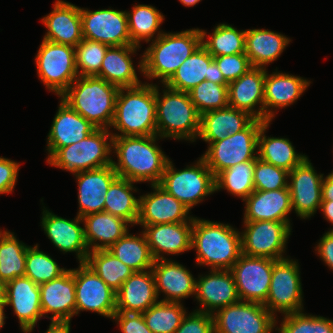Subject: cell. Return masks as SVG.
<instances>
[{"instance_id":"cell-1","label":"cell","mask_w":333,"mask_h":333,"mask_svg":"<svg viewBox=\"0 0 333 333\" xmlns=\"http://www.w3.org/2000/svg\"><path fill=\"white\" fill-rule=\"evenodd\" d=\"M158 135L113 136L112 150H115L118 163L112 161L118 177L132 182L158 184L165 171L169 158L156 145Z\"/></svg>"},{"instance_id":"cell-2","label":"cell","mask_w":333,"mask_h":333,"mask_svg":"<svg viewBox=\"0 0 333 333\" xmlns=\"http://www.w3.org/2000/svg\"><path fill=\"white\" fill-rule=\"evenodd\" d=\"M154 40V41H153ZM146 49L138 68L149 79L159 78L165 84L178 67L202 44L200 29L179 33L158 32Z\"/></svg>"},{"instance_id":"cell-3","label":"cell","mask_w":333,"mask_h":333,"mask_svg":"<svg viewBox=\"0 0 333 333\" xmlns=\"http://www.w3.org/2000/svg\"><path fill=\"white\" fill-rule=\"evenodd\" d=\"M191 248L198 265L230 270L242 254L241 233L228 224L193 219Z\"/></svg>"},{"instance_id":"cell-4","label":"cell","mask_w":333,"mask_h":333,"mask_svg":"<svg viewBox=\"0 0 333 333\" xmlns=\"http://www.w3.org/2000/svg\"><path fill=\"white\" fill-rule=\"evenodd\" d=\"M119 88L96 76H78L60 96L97 129L113 122Z\"/></svg>"},{"instance_id":"cell-5","label":"cell","mask_w":333,"mask_h":333,"mask_svg":"<svg viewBox=\"0 0 333 333\" xmlns=\"http://www.w3.org/2000/svg\"><path fill=\"white\" fill-rule=\"evenodd\" d=\"M111 126L121 132L111 133L112 136L157 135L156 85L143 83L119 88Z\"/></svg>"},{"instance_id":"cell-6","label":"cell","mask_w":333,"mask_h":333,"mask_svg":"<svg viewBox=\"0 0 333 333\" xmlns=\"http://www.w3.org/2000/svg\"><path fill=\"white\" fill-rule=\"evenodd\" d=\"M160 97L156 85V128L161 138L172 137L192 142L200 132L201 115L192 103L189 93L168 87Z\"/></svg>"},{"instance_id":"cell-7","label":"cell","mask_w":333,"mask_h":333,"mask_svg":"<svg viewBox=\"0 0 333 333\" xmlns=\"http://www.w3.org/2000/svg\"><path fill=\"white\" fill-rule=\"evenodd\" d=\"M112 139L108 129H96L80 142L60 148L47 163L73 174L112 165Z\"/></svg>"},{"instance_id":"cell-8","label":"cell","mask_w":333,"mask_h":333,"mask_svg":"<svg viewBox=\"0 0 333 333\" xmlns=\"http://www.w3.org/2000/svg\"><path fill=\"white\" fill-rule=\"evenodd\" d=\"M158 185L191 210L215 192V177L202 157L183 170H175L169 160Z\"/></svg>"},{"instance_id":"cell-9","label":"cell","mask_w":333,"mask_h":333,"mask_svg":"<svg viewBox=\"0 0 333 333\" xmlns=\"http://www.w3.org/2000/svg\"><path fill=\"white\" fill-rule=\"evenodd\" d=\"M265 121L255 119L241 132L228 135L223 140L208 143V150L202 155L214 177L220 172L246 161H255L258 135Z\"/></svg>"},{"instance_id":"cell-10","label":"cell","mask_w":333,"mask_h":333,"mask_svg":"<svg viewBox=\"0 0 333 333\" xmlns=\"http://www.w3.org/2000/svg\"><path fill=\"white\" fill-rule=\"evenodd\" d=\"M35 61L39 78L58 96L78 77L73 46L43 40Z\"/></svg>"},{"instance_id":"cell-11","label":"cell","mask_w":333,"mask_h":333,"mask_svg":"<svg viewBox=\"0 0 333 333\" xmlns=\"http://www.w3.org/2000/svg\"><path fill=\"white\" fill-rule=\"evenodd\" d=\"M213 313L215 333H271L276 326L263 304L238 301Z\"/></svg>"},{"instance_id":"cell-12","label":"cell","mask_w":333,"mask_h":333,"mask_svg":"<svg viewBox=\"0 0 333 333\" xmlns=\"http://www.w3.org/2000/svg\"><path fill=\"white\" fill-rule=\"evenodd\" d=\"M300 279L299 266L293 259L284 258L274 263L268 297L263 304L273 316L276 311L284 315L302 311Z\"/></svg>"},{"instance_id":"cell-13","label":"cell","mask_w":333,"mask_h":333,"mask_svg":"<svg viewBox=\"0 0 333 333\" xmlns=\"http://www.w3.org/2000/svg\"><path fill=\"white\" fill-rule=\"evenodd\" d=\"M277 260L241 254L230 269L240 301L264 304L268 297L273 265Z\"/></svg>"},{"instance_id":"cell-14","label":"cell","mask_w":333,"mask_h":333,"mask_svg":"<svg viewBox=\"0 0 333 333\" xmlns=\"http://www.w3.org/2000/svg\"><path fill=\"white\" fill-rule=\"evenodd\" d=\"M245 230L241 233L242 253L248 256L284 259L286 241L291 234V226L279 221H244Z\"/></svg>"},{"instance_id":"cell-15","label":"cell","mask_w":333,"mask_h":333,"mask_svg":"<svg viewBox=\"0 0 333 333\" xmlns=\"http://www.w3.org/2000/svg\"><path fill=\"white\" fill-rule=\"evenodd\" d=\"M76 314L94 311L112 319L116 313V292L85 262L73 269Z\"/></svg>"},{"instance_id":"cell-16","label":"cell","mask_w":333,"mask_h":333,"mask_svg":"<svg viewBox=\"0 0 333 333\" xmlns=\"http://www.w3.org/2000/svg\"><path fill=\"white\" fill-rule=\"evenodd\" d=\"M83 38L110 46L134 45L128 29L126 11L80 8Z\"/></svg>"},{"instance_id":"cell-17","label":"cell","mask_w":333,"mask_h":333,"mask_svg":"<svg viewBox=\"0 0 333 333\" xmlns=\"http://www.w3.org/2000/svg\"><path fill=\"white\" fill-rule=\"evenodd\" d=\"M291 206L300 218H309L322 202L323 174H317L308 157L289 172Z\"/></svg>"},{"instance_id":"cell-18","label":"cell","mask_w":333,"mask_h":333,"mask_svg":"<svg viewBox=\"0 0 333 333\" xmlns=\"http://www.w3.org/2000/svg\"><path fill=\"white\" fill-rule=\"evenodd\" d=\"M5 305H11L24 333L33 331L43 317L39 285L29 277L22 276L7 282L3 289Z\"/></svg>"},{"instance_id":"cell-19","label":"cell","mask_w":333,"mask_h":333,"mask_svg":"<svg viewBox=\"0 0 333 333\" xmlns=\"http://www.w3.org/2000/svg\"><path fill=\"white\" fill-rule=\"evenodd\" d=\"M151 187L154 189L153 193L139 198V216L136 225L193 222L194 217L187 216L190 211L188 207L158 184Z\"/></svg>"},{"instance_id":"cell-20","label":"cell","mask_w":333,"mask_h":333,"mask_svg":"<svg viewBox=\"0 0 333 333\" xmlns=\"http://www.w3.org/2000/svg\"><path fill=\"white\" fill-rule=\"evenodd\" d=\"M42 314L51 313V321L70 322L76 314L73 269L39 285Z\"/></svg>"},{"instance_id":"cell-21","label":"cell","mask_w":333,"mask_h":333,"mask_svg":"<svg viewBox=\"0 0 333 333\" xmlns=\"http://www.w3.org/2000/svg\"><path fill=\"white\" fill-rule=\"evenodd\" d=\"M97 128L62 99L47 138V161L62 147L80 142Z\"/></svg>"},{"instance_id":"cell-22","label":"cell","mask_w":333,"mask_h":333,"mask_svg":"<svg viewBox=\"0 0 333 333\" xmlns=\"http://www.w3.org/2000/svg\"><path fill=\"white\" fill-rule=\"evenodd\" d=\"M195 298L203 306L198 311L210 314L240 301L230 270H211L208 275L200 276L196 280Z\"/></svg>"},{"instance_id":"cell-23","label":"cell","mask_w":333,"mask_h":333,"mask_svg":"<svg viewBox=\"0 0 333 333\" xmlns=\"http://www.w3.org/2000/svg\"><path fill=\"white\" fill-rule=\"evenodd\" d=\"M266 68L252 67L237 80L228 83V104L264 121V81ZM260 104L258 110L255 106Z\"/></svg>"},{"instance_id":"cell-24","label":"cell","mask_w":333,"mask_h":333,"mask_svg":"<svg viewBox=\"0 0 333 333\" xmlns=\"http://www.w3.org/2000/svg\"><path fill=\"white\" fill-rule=\"evenodd\" d=\"M42 227L51 242L60 251L76 252L79 263L86 262L90 250L87 247L84 228L79 226L83 222L82 218L77 217L72 221L59 217L48 210L43 209Z\"/></svg>"},{"instance_id":"cell-25","label":"cell","mask_w":333,"mask_h":333,"mask_svg":"<svg viewBox=\"0 0 333 333\" xmlns=\"http://www.w3.org/2000/svg\"><path fill=\"white\" fill-rule=\"evenodd\" d=\"M78 181L79 217L103 212L105 196L111 183L118 177L112 165L74 173Z\"/></svg>"},{"instance_id":"cell-26","label":"cell","mask_w":333,"mask_h":333,"mask_svg":"<svg viewBox=\"0 0 333 333\" xmlns=\"http://www.w3.org/2000/svg\"><path fill=\"white\" fill-rule=\"evenodd\" d=\"M193 222L162 223L143 226L154 260L166 259L161 254H179L191 250Z\"/></svg>"},{"instance_id":"cell-27","label":"cell","mask_w":333,"mask_h":333,"mask_svg":"<svg viewBox=\"0 0 333 333\" xmlns=\"http://www.w3.org/2000/svg\"><path fill=\"white\" fill-rule=\"evenodd\" d=\"M152 273L159 296L164 292L166 298L161 301L180 303L196 293V280L183 265L172 260H154Z\"/></svg>"},{"instance_id":"cell-28","label":"cell","mask_w":333,"mask_h":333,"mask_svg":"<svg viewBox=\"0 0 333 333\" xmlns=\"http://www.w3.org/2000/svg\"><path fill=\"white\" fill-rule=\"evenodd\" d=\"M53 11L42 19L47 28L43 40L76 47L83 39L80 7L57 0Z\"/></svg>"},{"instance_id":"cell-29","label":"cell","mask_w":333,"mask_h":333,"mask_svg":"<svg viewBox=\"0 0 333 333\" xmlns=\"http://www.w3.org/2000/svg\"><path fill=\"white\" fill-rule=\"evenodd\" d=\"M157 299L152 270L134 272L116 292V312L142 314Z\"/></svg>"},{"instance_id":"cell-30","label":"cell","mask_w":333,"mask_h":333,"mask_svg":"<svg viewBox=\"0 0 333 333\" xmlns=\"http://www.w3.org/2000/svg\"><path fill=\"white\" fill-rule=\"evenodd\" d=\"M244 201V221H279L290 226L287 214L291 212L292 206L288 188L254 190Z\"/></svg>"},{"instance_id":"cell-31","label":"cell","mask_w":333,"mask_h":333,"mask_svg":"<svg viewBox=\"0 0 333 333\" xmlns=\"http://www.w3.org/2000/svg\"><path fill=\"white\" fill-rule=\"evenodd\" d=\"M309 85L310 81L299 76L279 72L269 75L266 71L264 121L271 122L275 115L273 111L275 108L279 109L293 104Z\"/></svg>"},{"instance_id":"cell-32","label":"cell","mask_w":333,"mask_h":333,"mask_svg":"<svg viewBox=\"0 0 333 333\" xmlns=\"http://www.w3.org/2000/svg\"><path fill=\"white\" fill-rule=\"evenodd\" d=\"M255 120L249 113L230 106L201 115L198 137L208 143L241 132Z\"/></svg>"},{"instance_id":"cell-33","label":"cell","mask_w":333,"mask_h":333,"mask_svg":"<svg viewBox=\"0 0 333 333\" xmlns=\"http://www.w3.org/2000/svg\"><path fill=\"white\" fill-rule=\"evenodd\" d=\"M139 49L136 45H122L108 47L100 72L96 77L104 79L118 88L134 87L142 84L133 66L130 54Z\"/></svg>"},{"instance_id":"cell-34","label":"cell","mask_w":333,"mask_h":333,"mask_svg":"<svg viewBox=\"0 0 333 333\" xmlns=\"http://www.w3.org/2000/svg\"><path fill=\"white\" fill-rule=\"evenodd\" d=\"M82 220L87 247L90 249L92 246L90 251L108 249L128 232L126 220L104 211L86 215Z\"/></svg>"},{"instance_id":"cell-35","label":"cell","mask_w":333,"mask_h":333,"mask_svg":"<svg viewBox=\"0 0 333 333\" xmlns=\"http://www.w3.org/2000/svg\"><path fill=\"white\" fill-rule=\"evenodd\" d=\"M290 41L289 38L277 32L248 29L245 35V54L252 67L265 68L279 57Z\"/></svg>"},{"instance_id":"cell-36","label":"cell","mask_w":333,"mask_h":333,"mask_svg":"<svg viewBox=\"0 0 333 333\" xmlns=\"http://www.w3.org/2000/svg\"><path fill=\"white\" fill-rule=\"evenodd\" d=\"M213 56L201 44L175 71L164 84L165 87L176 91L189 92L196 85L209 77V64Z\"/></svg>"},{"instance_id":"cell-37","label":"cell","mask_w":333,"mask_h":333,"mask_svg":"<svg viewBox=\"0 0 333 333\" xmlns=\"http://www.w3.org/2000/svg\"><path fill=\"white\" fill-rule=\"evenodd\" d=\"M269 123L266 122L260 129L257 156L266 163L273 164L290 172L294 167L301 164L307 156L297 154L292 143L286 138L265 136V131Z\"/></svg>"},{"instance_id":"cell-38","label":"cell","mask_w":333,"mask_h":333,"mask_svg":"<svg viewBox=\"0 0 333 333\" xmlns=\"http://www.w3.org/2000/svg\"><path fill=\"white\" fill-rule=\"evenodd\" d=\"M135 182L117 177L109 186L105 196L104 212L136 224L139 216V198L132 191Z\"/></svg>"},{"instance_id":"cell-39","label":"cell","mask_w":333,"mask_h":333,"mask_svg":"<svg viewBox=\"0 0 333 333\" xmlns=\"http://www.w3.org/2000/svg\"><path fill=\"white\" fill-rule=\"evenodd\" d=\"M107 250L135 272H143L153 267L154 258L144 233L140 237L127 232Z\"/></svg>"},{"instance_id":"cell-40","label":"cell","mask_w":333,"mask_h":333,"mask_svg":"<svg viewBox=\"0 0 333 333\" xmlns=\"http://www.w3.org/2000/svg\"><path fill=\"white\" fill-rule=\"evenodd\" d=\"M27 249L28 246L19 242L13 233L0 231V282L3 285L25 276Z\"/></svg>"},{"instance_id":"cell-41","label":"cell","mask_w":333,"mask_h":333,"mask_svg":"<svg viewBox=\"0 0 333 333\" xmlns=\"http://www.w3.org/2000/svg\"><path fill=\"white\" fill-rule=\"evenodd\" d=\"M85 263L115 292L135 272L107 249L89 252Z\"/></svg>"},{"instance_id":"cell-42","label":"cell","mask_w":333,"mask_h":333,"mask_svg":"<svg viewBox=\"0 0 333 333\" xmlns=\"http://www.w3.org/2000/svg\"><path fill=\"white\" fill-rule=\"evenodd\" d=\"M201 33L202 45L213 57L245 53L246 30L238 31L233 26L222 23L215 27L208 40H205L206 32L201 30Z\"/></svg>"},{"instance_id":"cell-43","label":"cell","mask_w":333,"mask_h":333,"mask_svg":"<svg viewBox=\"0 0 333 333\" xmlns=\"http://www.w3.org/2000/svg\"><path fill=\"white\" fill-rule=\"evenodd\" d=\"M131 11H126L129 34L131 42L140 47L141 40L147 43L151 41L163 22L164 15L155 7L144 4L134 6Z\"/></svg>"},{"instance_id":"cell-44","label":"cell","mask_w":333,"mask_h":333,"mask_svg":"<svg viewBox=\"0 0 333 333\" xmlns=\"http://www.w3.org/2000/svg\"><path fill=\"white\" fill-rule=\"evenodd\" d=\"M255 161H246L220 172L215 177V191L222 188L244 201L254 190Z\"/></svg>"},{"instance_id":"cell-45","label":"cell","mask_w":333,"mask_h":333,"mask_svg":"<svg viewBox=\"0 0 333 333\" xmlns=\"http://www.w3.org/2000/svg\"><path fill=\"white\" fill-rule=\"evenodd\" d=\"M185 315L181 303L161 300L142 313L146 326L153 333H175Z\"/></svg>"},{"instance_id":"cell-46","label":"cell","mask_w":333,"mask_h":333,"mask_svg":"<svg viewBox=\"0 0 333 333\" xmlns=\"http://www.w3.org/2000/svg\"><path fill=\"white\" fill-rule=\"evenodd\" d=\"M67 271L43 251L38 250V245L29 247L26 252L25 276L40 285L60 277Z\"/></svg>"},{"instance_id":"cell-47","label":"cell","mask_w":333,"mask_h":333,"mask_svg":"<svg viewBox=\"0 0 333 333\" xmlns=\"http://www.w3.org/2000/svg\"><path fill=\"white\" fill-rule=\"evenodd\" d=\"M188 93L200 115L208 111L223 109L229 106L228 84H216L205 80L196 85Z\"/></svg>"},{"instance_id":"cell-48","label":"cell","mask_w":333,"mask_h":333,"mask_svg":"<svg viewBox=\"0 0 333 333\" xmlns=\"http://www.w3.org/2000/svg\"><path fill=\"white\" fill-rule=\"evenodd\" d=\"M108 47V45L102 44L101 42L83 38L75 47L78 76H96L100 72L102 61Z\"/></svg>"},{"instance_id":"cell-49","label":"cell","mask_w":333,"mask_h":333,"mask_svg":"<svg viewBox=\"0 0 333 333\" xmlns=\"http://www.w3.org/2000/svg\"><path fill=\"white\" fill-rule=\"evenodd\" d=\"M284 316L281 327L275 328L280 333H333L332 319L306 315L302 311Z\"/></svg>"},{"instance_id":"cell-50","label":"cell","mask_w":333,"mask_h":333,"mask_svg":"<svg viewBox=\"0 0 333 333\" xmlns=\"http://www.w3.org/2000/svg\"><path fill=\"white\" fill-rule=\"evenodd\" d=\"M289 171L266 163L259 158L255 160L253 184L255 190L269 191L288 188Z\"/></svg>"},{"instance_id":"cell-51","label":"cell","mask_w":333,"mask_h":333,"mask_svg":"<svg viewBox=\"0 0 333 333\" xmlns=\"http://www.w3.org/2000/svg\"><path fill=\"white\" fill-rule=\"evenodd\" d=\"M224 79L230 83L245 74L252 65L245 53L213 57Z\"/></svg>"},{"instance_id":"cell-52","label":"cell","mask_w":333,"mask_h":333,"mask_svg":"<svg viewBox=\"0 0 333 333\" xmlns=\"http://www.w3.org/2000/svg\"><path fill=\"white\" fill-rule=\"evenodd\" d=\"M175 333H215L213 316L198 310L189 316L186 313Z\"/></svg>"},{"instance_id":"cell-53","label":"cell","mask_w":333,"mask_h":333,"mask_svg":"<svg viewBox=\"0 0 333 333\" xmlns=\"http://www.w3.org/2000/svg\"><path fill=\"white\" fill-rule=\"evenodd\" d=\"M112 319L118 322L122 333H153L146 326L142 314L116 312Z\"/></svg>"},{"instance_id":"cell-54","label":"cell","mask_w":333,"mask_h":333,"mask_svg":"<svg viewBox=\"0 0 333 333\" xmlns=\"http://www.w3.org/2000/svg\"><path fill=\"white\" fill-rule=\"evenodd\" d=\"M19 163L0 157V194L11 193L16 184Z\"/></svg>"},{"instance_id":"cell-55","label":"cell","mask_w":333,"mask_h":333,"mask_svg":"<svg viewBox=\"0 0 333 333\" xmlns=\"http://www.w3.org/2000/svg\"><path fill=\"white\" fill-rule=\"evenodd\" d=\"M318 255L333 270V231H328L315 247Z\"/></svg>"},{"instance_id":"cell-56","label":"cell","mask_w":333,"mask_h":333,"mask_svg":"<svg viewBox=\"0 0 333 333\" xmlns=\"http://www.w3.org/2000/svg\"><path fill=\"white\" fill-rule=\"evenodd\" d=\"M205 78L216 84H228L214 60L209 64V77Z\"/></svg>"},{"instance_id":"cell-57","label":"cell","mask_w":333,"mask_h":333,"mask_svg":"<svg viewBox=\"0 0 333 333\" xmlns=\"http://www.w3.org/2000/svg\"><path fill=\"white\" fill-rule=\"evenodd\" d=\"M322 201H333V172L322 181Z\"/></svg>"},{"instance_id":"cell-58","label":"cell","mask_w":333,"mask_h":333,"mask_svg":"<svg viewBox=\"0 0 333 333\" xmlns=\"http://www.w3.org/2000/svg\"><path fill=\"white\" fill-rule=\"evenodd\" d=\"M45 333H70V322L51 321Z\"/></svg>"},{"instance_id":"cell-59","label":"cell","mask_w":333,"mask_h":333,"mask_svg":"<svg viewBox=\"0 0 333 333\" xmlns=\"http://www.w3.org/2000/svg\"><path fill=\"white\" fill-rule=\"evenodd\" d=\"M320 208L325 216L324 218L333 224V201H322ZM330 231H333V229Z\"/></svg>"},{"instance_id":"cell-60","label":"cell","mask_w":333,"mask_h":333,"mask_svg":"<svg viewBox=\"0 0 333 333\" xmlns=\"http://www.w3.org/2000/svg\"><path fill=\"white\" fill-rule=\"evenodd\" d=\"M4 306H6L4 299H0V329L4 326V319L6 318L4 315Z\"/></svg>"},{"instance_id":"cell-61","label":"cell","mask_w":333,"mask_h":333,"mask_svg":"<svg viewBox=\"0 0 333 333\" xmlns=\"http://www.w3.org/2000/svg\"><path fill=\"white\" fill-rule=\"evenodd\" d=\"M183 5L185 6H194L196 5L198 2H200L201 0H179Z\"/></svg>"},{"instance_id":"cell-62","label":"cell","mask_w":333,"mask_h":333,"mask_svg":"<svg viewBox=\"0 0 333 333\" xmlns=\"http://www.w3.org/2000/svg\"><path fill=\"white\" fill-rule=\"evenodd\" d=\"M3 289H4V285L0 282V299H4L3 298Z\"/></svg>"}]
</instances>
